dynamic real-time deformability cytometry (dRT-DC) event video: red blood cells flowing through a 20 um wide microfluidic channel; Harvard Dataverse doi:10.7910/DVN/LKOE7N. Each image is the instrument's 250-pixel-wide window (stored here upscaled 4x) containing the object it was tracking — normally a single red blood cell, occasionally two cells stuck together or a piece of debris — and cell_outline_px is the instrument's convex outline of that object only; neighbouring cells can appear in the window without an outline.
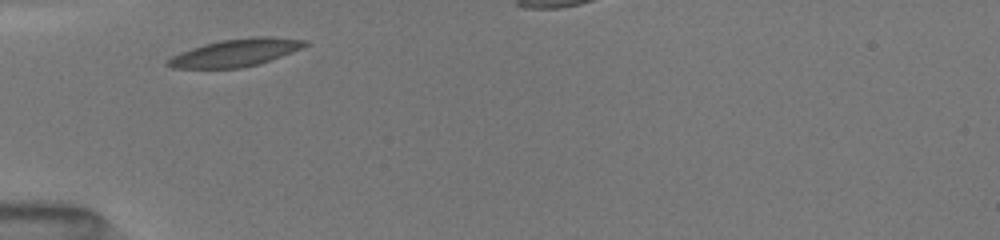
{"species": "common noctule bat (a hibernating species)", "species_latin": "Nyctalus noctula", "temperature_condition": "room temperature", "stored_images_in_passage": 4, "camera_frame_rate_fps": 3000, "um_per_image_px": 0.085, "animal": {"sex": "female", "body_mass_g": 19.5, "forearm_length_mm": 54.1}, "frame": {"image": 1, "passage_image": 1, "time_ms": 0.0, "image_size_px": [1000, 240], "cell_outline_px": [[308, 44], [292, 52], [256, 64], [240, 68], [172, 68], [164, 64], [172, 56], [180, 52], [204, 44], [220, 40], [252, 36], [272, 36], [308, 40]], "centroid_in_image_um": [20.01, 4.46], "position_along_channel_um": 65.0, "area_um2": 21.85}}
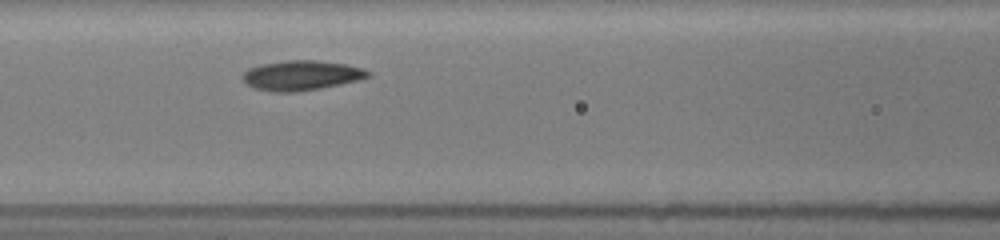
{"frame": {"image": 2, "passage_image": 4, "time_ms": 2.0, "image_size_px": [1000, 240], "cell_outline_px": [[372, 76], [360, 80], [320, 88], [296, 92], [276, 92], [252, 88], [240, 76], [248, 68], [260, 64], [288, 60], [312, 60], [344, 64], [364, 68], [372, 72]], "centroid_in_image_um": [25.63, 6.41], "position_along_channel_um": 141.0, "area_um2": 21.91}}